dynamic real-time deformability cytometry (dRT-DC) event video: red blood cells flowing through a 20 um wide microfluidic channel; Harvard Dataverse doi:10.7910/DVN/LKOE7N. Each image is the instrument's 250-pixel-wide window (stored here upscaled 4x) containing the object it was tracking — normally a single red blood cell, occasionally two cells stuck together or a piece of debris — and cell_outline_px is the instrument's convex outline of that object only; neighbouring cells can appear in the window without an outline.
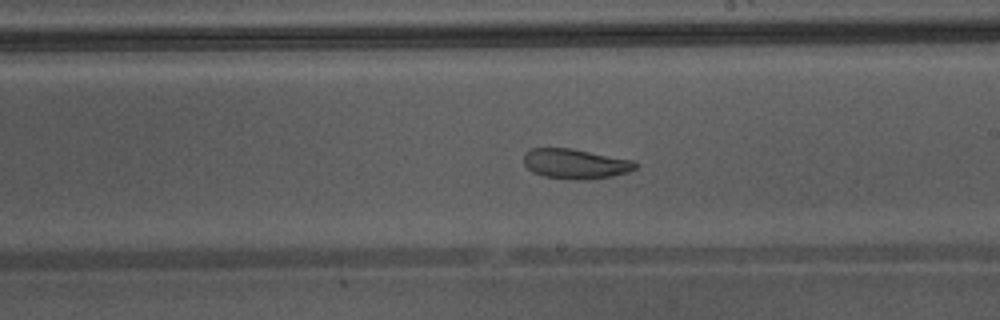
{"species": "Egyptian fruit bat (a non-hibernating species)", "species_latin": "Rousettus aegyptiacus", "temperature_condition": "warm", "stored_images_in_passage": 46, "camera_frame_rate_fps": 3000, "um_per_image_px": 0.085, "animal": {"sex": "male"}, "frame": {"image": 1, "passage_image": 27, "time_ms": 8.667, "image_size_px": [1000, 320], "cell_outline_px": [[640, 164], [636, 168], [628, 172], [612, 176], [588, 180], [580, 180], [544, 176], [532, 172], [524, 164], [524, 152], [532, 148], [568, 148], [636, 160]], "centroid_in_image_um": [48.95, 13.92], "position_along_channel_um": 240.1, "area_um2": 19.59}, "authors_computed_cell_mechanics": {"area_um2": 25.8944, "velocity_mm_per_s": 4.3363, "shape_relaxation_time_tau1_ms": null, "shape_relaxation_time_tau2_ms": 2.2914, "deformation_change_tau1": null, "deformation_change_tau2": 0.0932}}